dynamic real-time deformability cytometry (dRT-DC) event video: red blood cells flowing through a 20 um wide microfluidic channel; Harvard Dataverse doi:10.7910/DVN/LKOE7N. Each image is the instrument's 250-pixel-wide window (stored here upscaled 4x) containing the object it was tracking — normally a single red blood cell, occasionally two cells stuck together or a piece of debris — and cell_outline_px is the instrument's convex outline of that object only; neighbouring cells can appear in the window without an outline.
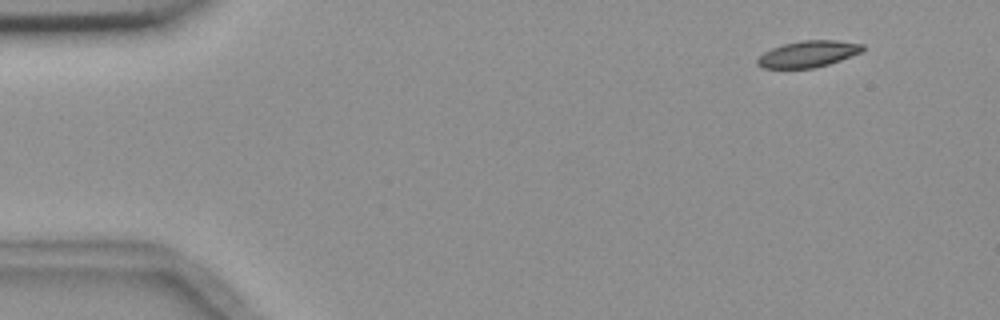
{"species": "common noctule bat (a hibernating species)", "species_latin": "Nyctalus noctula", "temperature_condition": "room temperature", "stored_images_in_passage": 5, "camera_frame_rate_fps": 3000, "um_per_image_px": 0.085, "animal": {"sex": "female", "body_mass_g": 18.4}, "frame": {"image": 1, "passage_image": 2, "time_ms": 1.333, "image_size_px": [1000, 320], "cell_outline_px": [[864, 48], [860, 52], [840, 60], [828, 64], [812, 68], [764, 68], [756, 64], [756, 60], [764, 52], [772, 48], [784, 44], [804, 40], [836, 40], [864, 44]], "centroid_in_image_um": [68.68, 4.58], "position_along_channel_um": 16.3, "area_um2": 16.01}}
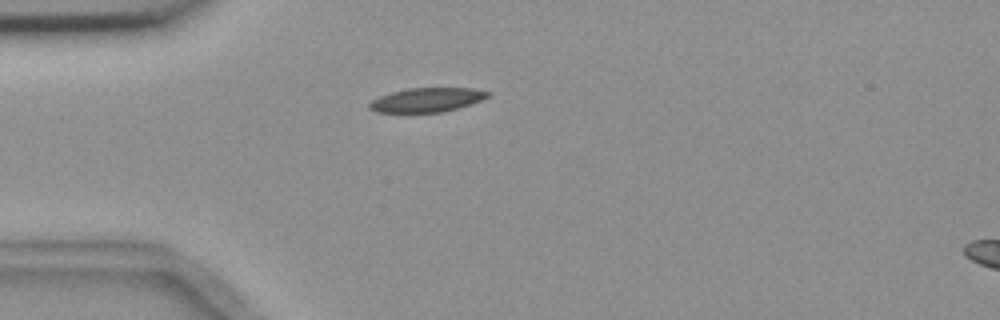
{"frame": {"image": 2, "passage_image": 5, "time_ms": 4.667, "image_size_px": [1000, 320], "cell_outline_px": [[492, 92], [488, 96], [480, 100], [444, 112], [376, 112], [368, 108], [368, 104], [372, 100], [380, 96], [392, 92], [408, 88], [472, 88]], "centroid_in_image_um": [36.26, 8.48], "position_along_channel_um": 48.7, "area_um2": 16.47}}